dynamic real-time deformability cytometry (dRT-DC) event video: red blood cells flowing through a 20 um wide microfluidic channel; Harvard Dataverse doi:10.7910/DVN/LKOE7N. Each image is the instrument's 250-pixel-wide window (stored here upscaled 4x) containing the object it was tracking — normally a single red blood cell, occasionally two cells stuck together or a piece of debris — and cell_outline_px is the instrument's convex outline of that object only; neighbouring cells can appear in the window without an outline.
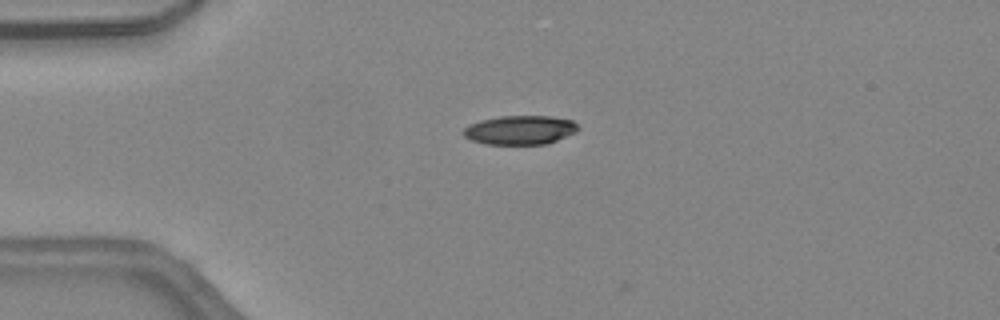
{"species": "common noctule bat (a hibernating species)", "species_latin": "Nyctalus noctula", "temperature_condition": "warm", "stored_images_in_passage": 36, "camera_frame_rate_fps": 3000, "um_per_image_px": 0.085, "animal": {"sex": "female", "body_mass_g": 24.6, "forearm_length_mm": 56.2}, "frame": {"image": 1, "passage_image": 1, "time_ms": 0.0, "image_size_px": [1000, 320], "cell_outline_px": [[580, 128], [576, 132], [548, 144], [484, 144], [472, 140], [464, 136], [464, 128], [468, 124], [480, 120], [500, 116], [548, 116], [572, 120]], "centroid_in_image_um": [44.2, 11.05], "position_along_channel_um": 40.8, "area_um2": 19.42}}
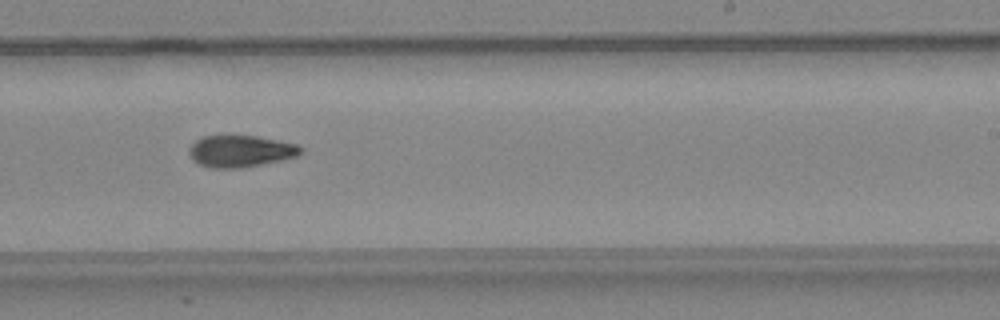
{"frame": {"image": 2, "passage_image": 18, "time_ms": 5.667, "image_size_px": [1000, 320], "cell_outline_px": [[304, 152], [296, 156], [284, 160], [240, 168], [212, 168], [200, 164], [192, 160], [188, 152], [192, 144], [196, 140], [204, 136], [256, 136], [296, 144], [304, 148]], "centroid_in_image_um": [20.47, 12.86], "position_along_channel_um": 268.5, "area_um2": 20.63}}
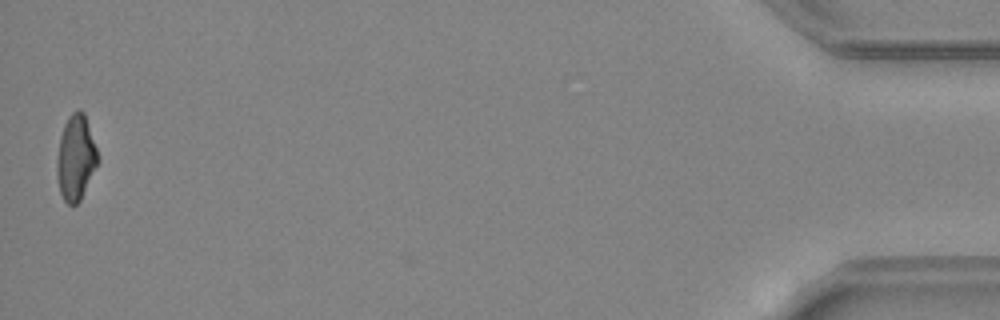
{"frame": {"image": 3, "passage_image": 35, "time_ms": 11.333, "image_size_px": [1000, 320], "cell_outline_px": [[100, 160], [80, 200], [76, 204], [68, 204], [64, 200], [60, 192], [56, 176], [56, 160], [60, 136], [64, 124], [68, 116], [72, 112], [80, 108], [84, 112], [100, 156]], "centroid_in_image_um": [6.45, 13.38], "position_along_channel_um": 428.8, "area_um2": 20.63}, "authors_computed_cell_mechanics": {"area_um2": 20.8369, "velocity_mm_per_s": 4.5305, "shape_relaxation_time_tau1_ms": 8.7808, "shape_relaxation_time_tau2_ms": 10.6271, "deformation_change_tau1": 0.2347, "deformation_change_tau2": 0.2269}}